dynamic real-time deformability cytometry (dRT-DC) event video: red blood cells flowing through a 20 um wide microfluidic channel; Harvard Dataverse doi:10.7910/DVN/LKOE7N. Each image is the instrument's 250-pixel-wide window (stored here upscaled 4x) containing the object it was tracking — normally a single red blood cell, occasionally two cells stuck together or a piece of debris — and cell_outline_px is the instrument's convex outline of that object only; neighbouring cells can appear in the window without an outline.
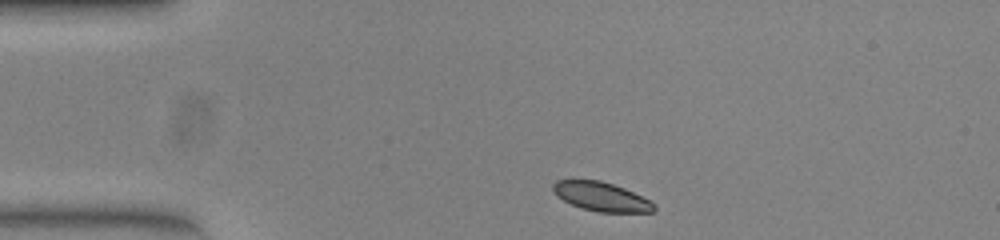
{"species": "common noctule bat (a hibernating species)", "species_latin": "Nyctalus noctula", "temperature_condition": "warm", "stored_images_in_passage": 43, "camera_frame_rate_fps": 3000, "um_per_image_px": 0.085, "animal": {"sex": "female", "body_mass_g": 23.0, "forearm_length_mm": 53.4}, "frame": {"image": 1, "passage_image": 1, "time_ms": 0.0, "image_size_px": [1000, 240], "cell_outline_px": [[656, 208], [652, 212], [600, 212], [584, 208], [572, 204], [556, 196], [552, 192], [552, 184], [556, 180], [600, 180], [624, 188], [656, 204]], "centroid_in_image_um": [51.08, 16.71], "position_along_channel_um": 33.9, "area_um2": 16.88}}
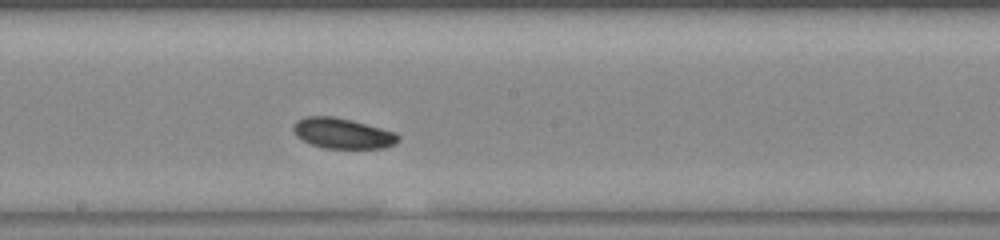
{"frame": {"image": 2, "passage_image": 19, "time_ms": 6.0, "image_size_px": [1000, 240], "cell_outline_px": [[400, 140], [396, 144], [384, 148], [324, 148], [312, 144], [296, 136], [292, 128], [296, 120], [304, 116], [332, 116], [352, 120], [396, 132], [400, 136]], "centroid_in_image_um": [29.14, 11.33], "position_along_channel_um": 219.1, "area_um2": 18.73}}
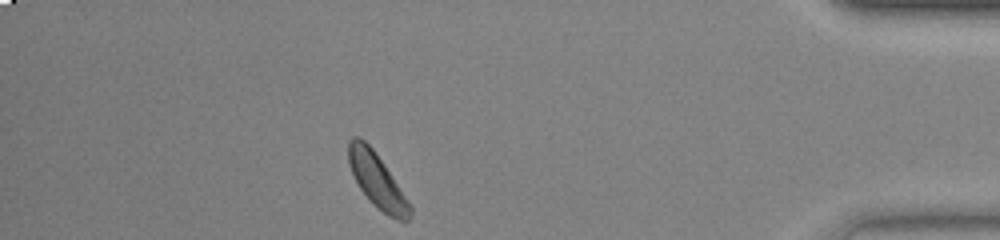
{"frame": {"image": 3, "passage_image": 37, "time_ms": 12.0, "image_size_px": [1000, 240], "cell_outline_px": [[412, 216], [408, 220], [396, 220], [388, 216], [372, 204], [360, 188], [348, 164], [348, 140], [352, 136], [360, 136], [372, 148], [412, 204]], "centroid_in_image_um": [32.06, 15.36], "position_along_channel_um": 403.1, "area_um2": 19.48}, "authors_computed_cell_mechanics": {"area_um2": 18.785, "velocity_mm_per_s": 3.8412, "shape_relaxation_time_tau1_ms": 0.9595, "shape_relaxation_time_tau2_ms": null, "deformation_change_tau1": 0.073, "deformation_change_tau2": null}}